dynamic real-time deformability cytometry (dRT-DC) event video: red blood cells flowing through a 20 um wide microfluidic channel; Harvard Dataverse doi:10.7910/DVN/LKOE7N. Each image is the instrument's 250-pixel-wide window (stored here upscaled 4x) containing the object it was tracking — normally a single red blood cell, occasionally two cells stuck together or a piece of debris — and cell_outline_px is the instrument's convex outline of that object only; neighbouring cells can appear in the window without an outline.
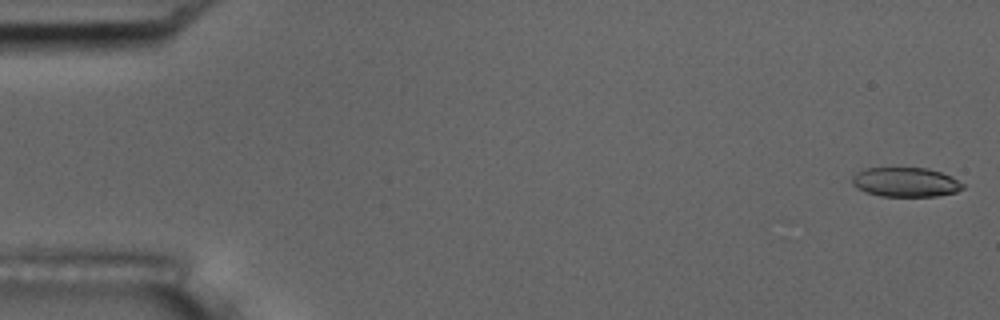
{"species": "common noctule bat (a hibernating species)", "species_latin": "Nyctalus noctula", "temperature_condition": "room temperature", "stored_images_in_passage": 56, "camera_frame_rate_fps": 3000, "um_per_image_px": 0.085, "animal": {"sex": "male", "body_mass_g": 17.5, "forearm_length_mm": 52.3}, "frame": {"image": 1, "passage_image": 1, "time_ms": 0.0, "image_size_px": [1000, 320], "cell_outline_px": [[964, 188], [956, 192], [936, 196], [880, 196], [864, 192], [856, 188], [852, 184], [852, 176], [856, 172], [864, 168], [928, 168], [940, 172], [964, 184]], "centroid_in_image_um": [76.92, 15.49], "position_along_channel_um": 8.1, "area_um2": 18.96}}
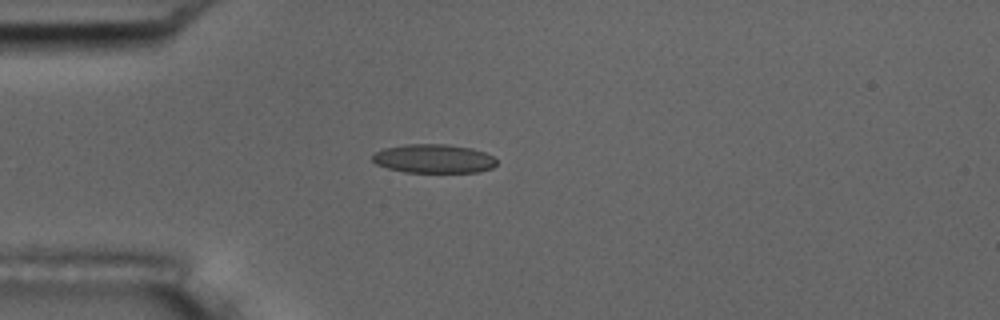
{"frame": {"image": 2, "passage_image": 15, "time_ms": 4.667, "image_size_px": [1000, 320], "cell_outline_px": [[496, 164], [492, 168], [480, 172], [404, 172], [388, 168], [376, 164], [372, 160], [372, 156], [376, 152], [384, 148], [408, 144], [444, 144], [472, 148], [484, 152], [492, 156], [496, 160]], "centroid_in_image_um": [36.87, 13.49], "position_along_channel_um": 48.1, "area_um2": 20.81}}
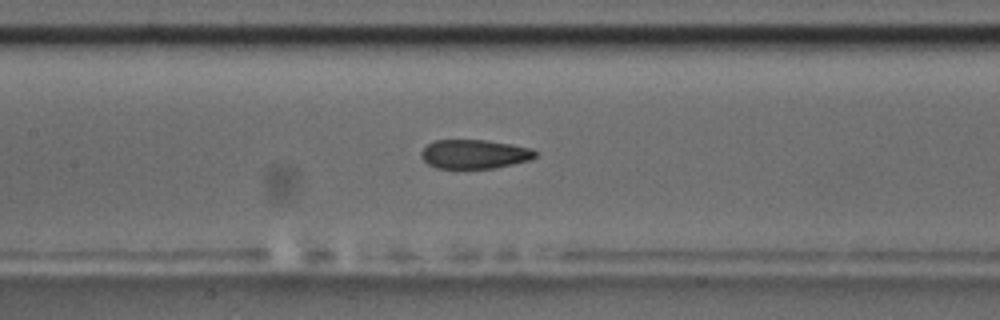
{"frame": {"image": 3, "passage_image": 26, "time_ms": 8.333, "image_size_px": [1000, 320], "cell_outline_px": [[536, 156], [532, 160], [492, 168], [436, 168], [428, 164], [420, 156], [420, 152], [428, 144], [436, 140], [484, 140], [512, 144], [532, 148], [536, 152]], "centroid_in_image_um": [40.33, 13.1], "position_along_channel_um": 167.1, "area_um2": 19.31}, "authors_computed_cell_mechanics": {"area_um2": 20.3745, "velocity_mm_per_s": 3.6162, "shape_relaxation_time_tau1_ms": 9.9272, "shape_relaxation_time_tau2_ms": 1.9889, "deformation_change_tau1": 0.2096, "deformation_change_tau2": 0.069}}